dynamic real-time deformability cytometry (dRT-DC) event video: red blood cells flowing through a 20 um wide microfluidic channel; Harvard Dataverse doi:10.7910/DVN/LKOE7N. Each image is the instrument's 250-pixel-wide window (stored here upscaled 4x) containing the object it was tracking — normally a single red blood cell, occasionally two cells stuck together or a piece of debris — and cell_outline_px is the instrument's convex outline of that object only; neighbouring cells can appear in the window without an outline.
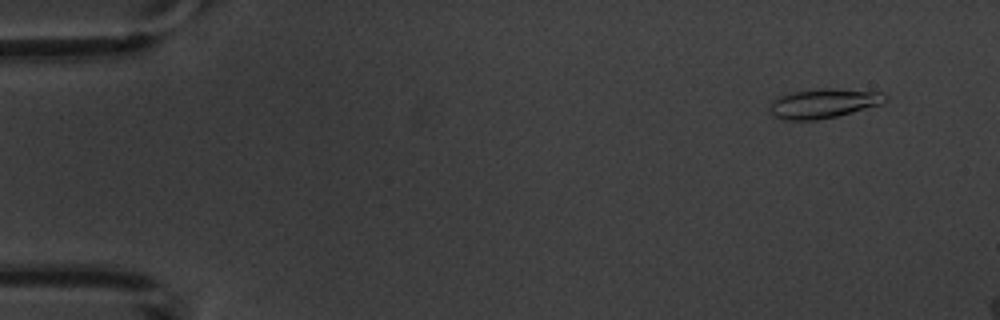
{"species": "common noctule bat (a hibernating species)", "species_latin": "Nyctalus noctula", "temperature_condition": "warm", "stored_images_in_passage": 4, "camera_frame_rate_fps": 3000, "um_per_image_px": 0.085, "animal": {"sex": "male", "body_mass_g": 20.1, "forearm_length_mm": 53.5}, "frame": {"image": 1, "passage_image": 2, "time_ms": 1.0, "image_size_px": [1000, 320], "cell_outline_px": [[888, 100], [884, 104], [836, 116], [816, 120], [784, 120], [772, 116], [772, 100], [780, 96], [796, 92], [816, 88], [832, 88], [884, 92], [888, 96]], "centroid_in_image_um": [70.09, 8.78], "position_along_channel_um": 14.9, "area_um2": 19.88}}